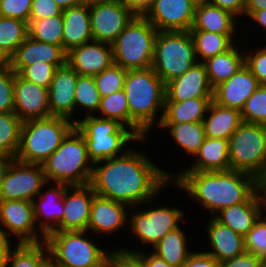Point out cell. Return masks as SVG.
Returning <instances> with one entry per match:
<instances>
[{
	"mask_svg": "<svg viewBox=\"0 0 266 267\" xmlns=\"http://www.w3.org/2000/svg\"><path fill=\"white\" fill-rule=\"evenodd\" d=\"M131 148L122 156L94 164L90 185L96 195L123 203L129 209L151 204L171 184L172 174ZM99 165V166H98Z\"/></svg>",
	"mask_w": 266,
	"mask_h": 267,
	"instance_id": "6da1fadb",
	"label": "cell"
},
{
	"mask_svg": "<svg viewBox=\"0 0 266 267\" xmlns=\"http://www.w3.org/2000/svg\"><path fill=\"white\" fill-rule=\"evenodd\" d=\"M187 192L209 210L212 216L220 210L245 202L260 186L253 175L245 172L228 171H180L171 177V185Z\"/></svg>",
	"mask_w": 266,
	"mask_h": 267,
	"instance_id": "7a4b0ae2",
	"label": "cell"
},
{
	"mask_svg": "<svg viewBox=\"0 0 266 267\" xmlns=\"http://www.w3.org/2000/svg\"><path fill=\"white\" fill-rule=\"evenodd\" d=\"M123 90L129 105L130 129L140 139H146L149 130L159 126L162 121L166 84L152 67L127 70ZM158 111L162 114H157Z\"/></svg>",
	"mask_w": 266,
	"mask_h": 267,
	"instance_id": "3957f363",
	"label": "cell"
},
{
	"mask_svg": "<svg viewBox=\"0 0 266 267\" xmlns=\"http://www.w3.org/2000/svg\"><path fill=\"white\" fill-rule=\"evenodd\" d=\"M41 166L48 183L53 181L67 186L90 184L94 164L89 158L84 136L76 126Z\"/></svg>",
	"mask_w": 266,
	"mask_h": 267,
	"instance_id": "277c9868",
	"label": "cell"
},
{
	"mask_svg": "<svg viewBox=\"0 0 266 267\" xmlns=\"http://www.w3.org/2000/svg\"><path fill=\"white\" fill-rule=\"evenodd\" d=\"M74 127L75 122L64 117L50 116L24 121L14 159L23 163L42 165Z\"/></svg>",
	"mask_w": 266,
	"mask_h": 267,
	"instance_id": "5b68a950",
	"label": "cell"
},
{
	"mask_svg": "<svg viewBox=\"0 0 266 267\" xmlns=\"http://www.w3.org/2000/svg\"><path fill=\"white\" fill-rule=\"evenodd\" d=\"M75 126L84 136L93 164L124 155L129 150L126 145L132 141L145 143V139H140L131 129L115 119H105L98 115L96 117L93 114L82 120L78 119Z\"/></svg>",
	"mask_w": 266,
	"mask_h": 267,
	"instance_id": "8992f818",
	"label": "cell"
},
{
	"mask_svg": "<svg viewBox=\"0 0 266 267\" xmlns=\"http://www.w3.org/2000/svg\"><path fill=\"white\" fill-rule=\"evenodd\" d=\"M157 33L145 16L135 15L111 44L114 64L126 70L151 68Z\"/></svg>",
	"mask_w": 266,
	"mask_h": 267,
	"instance_id": "52a82bcc",
	"label": "cell"
},
{
	"mask_svg": "<svg viewBox=\"0 0 266 267\" xmlns=\"http://www.w3.org/2000/svg\"><path fill=\"white\" fill-rule=\"evenodd\" d=\"M84 231H53L46 236L50 258L59 267H108L111 250L97 246Z\"/></svg>",
	"mask_w": 266,
	"mask_h": 267,
	"instance_id": "ba28073f",
	"label": "cell"
},
{
	"mask_svg": "<svg viewBox=\"0 0 266 267\" xmlns=\"http://www.w3.org/2000/svg\"><path fill=\"white\" fill-rule=\"evenodd\" d=\"M198 62L189 31H158L152 68L167 84Z\"/></svg>",
	"mask_w": 266,
	"mask_h": 267,
	"instance_id": "9c48e42d",
	"label": "cell"
},
{
	"mask_svg": "<svg viewBox=\"0 0 266 267\" xmlns=\"http://www.w3.org/2000/svg\"><path fill=\"white\" fill-rule=\"evenodd\" d=\"M229 161L231 170L261 182L266 177V126L242 122L229 138Z\"/></svg>",
	"mask_w": 266,
	"mask_h": 267,
	"instance_id": "30bf717a",
	"label": "cell"
},
{
	"mask_svg": "<svg viewBox=\"0 0 266 267\" xmlns=\"http://www.w3.org/2000/svg\"><path fill=\"white\" fill-rule=\"evenodd\" d=\"M128 216V227L130 232L136 236L145 246L149 244L154 247L169 231H172L180 226L184 218V211L179 208L155 207L148 209H136ZM179 224V225H178Z\"/></svg>",
	"mask_w": 266,
	"mask_h": 267,
	"instance_id": "8fae6325",
	"label": "cell"
},
{
	"mask_svg": "<svg viewBox=\"0 0 266 267\" xmlns=\"http://www.w3.org/2000/svg\"><path fill=\"white\" fill-rule=\"evenodd\" d=\"M48 185L39 164L23 163L14 158L0 181V200H33Z\"/></svg>",
	"mask_w": 266,
	"mask_h": 267,
	"instance_id": "7c38bea8",
	"label": "cell"
},
{
	"mask_svg": "<svg viewBox=\"0 0 266 267\" xmlns=\"http://www.w3.org/2000/svg\"><path fill=\"white\" fill-rule=\"evenodd\" d=\"M90 24L94 41L112 44L135 14L122 0L89 2Z\"/></svg>",
	"mask_w": 266,
	"mask_h": 267,
	"instance_id": "4fadbf2b",
	"label": "cell"
},
{
	"mask_svg": "<svg viewBox=\"0 0 266 267\" xmlns=\"http://www.w3.org/2000/svg\"><path fill=\"white\" fill-rule=\"evenodd\" d=\"M0 229L16 236L18 244L40 243L46 239L37 228L33 202L28 200H0Z\"/></svg>",
	"mask_w": 266,
	"mask_h": 267,
	"instance_id": "5bb4252c",
	"label": "cell"
},
{
	"mask_svg": "<svg viewBox=\"0 0 266 267\" xmlns=\"http://www.w3.org/2000/svg\"><path fill=\"white\" fill-rule=\"evenodd\" d=\"M196 5L192 0H154L144 16L158 31H189Z\"/></svg>",
	"mask_w": 266,
	"mask_h": 267,
	"instance_id": "9a60e30c",
	"label": "cell"
},
{
	"mask_svg": "<svg viewBox=\"0 0 266 267\" xmlns=\"http://www.w3.org/2000/svg\"><path fill=\"white\" fill-rule=\"evenodd\" d=\"M95 195L90 184L67 186L63 194L64 216L54 231L87 230L92 200Z\"/></svg>",
	"mask_w": 266,
	"mask_h": 267,
	"instance_id": "2e32d148",
	"label": "cell"
},
{
	"mask_svg": "<svg viewBox=\"0 0 266 267\" xmlns=\"http://www.w3.org/2000/svg\"><path fill=\"white\" fill-rule=\"evenodd\" d=\"M14 112L23 122L50 117L48 89L15 73Z\"/></svg>",
	"mask_w": 266,
	"mask_h": 267,
	"instance_id": "e0dca14e",
	"label": "cell"
},
{
	"mask_svg": "<svg viewBox=\"0 0 266 267\" xmlns=\"http://www.w3.org/2000/svg\"><path fill=\"white\" fill-rule=\"evenodd\" d=\"M78 74L67 63L56 69L48 89L50 116L64 117L73 122L75 113V93Z\"/></svg>",
	"mask_w": 266,
	"mask_h": 267,
	"instance_id": "ac0fdd59",
	"label": "cell"
},
{
	"mask_svg": "<svg viewBox=\"0 0 266 267\" xmlns=\"http://www.w3.org/2000/svg\"><path fill=\"white\" fill-rule=\"evenodd\" d=\"M66 63L78 75H98L114 63L112 46L92 40L81 46L73 47L67 52Z\"/></svg>",
	"mask_w": 266,
	"mask_h": 267,
	"instance_id": "d6986e66",
	"label": "cell"
},
{
	"mask_svg": "<svg viewBox=\"0 0 266 267\" xmlns=\"http://www.w3.org/2000/svg\"><path fill=\"white\" fill-rule=\"evenodd\" d=\"M264 207L266 198L260 186L245 202L226 207L213 217L244 237L263 214Z\"/></svg>",
	"mask_w": 266,
	"mask_h": 267,
	"instance_id": "ffe728a7",
	"label": "cell"
},
{
	"mask_svg": "<svg viewBox=\"0 0 266 267\" xmlns=\"http://www.w3.org/2000/svg\"><path fill=\"white\" fill-rule=\"evenodd\" d=\"M195 98H213L205 65L197 62L186 73L166 84L165 102H181Z\"/></svg>",
	"mask_w": 266,
	"mask_h": 267,
	"instance_id": "44dd1931",
	"label": "cell"
},
{
	"mask_svg": "<svg viewBox=\"0 0 266 267\" xmlns=\"http://www.w3.org/2000/svg\"><path fill=\"white\" fill-rule=\"evenodd\" d=\"M259 85L257 78L244 65L228 80L213 89V101L220 106L241 111Z\"/></svg>",
	"mask_w": 266,
	"mask_h": 267,
	"instance_id": "7402d4cb",
	"label": "cell"
},
{
	"mask_svg": "<svg viewBox=\"0 0 266 267\" xmlns=\"http://www.w3.org/2000/svg\"><path fill=\"white\" fill-rule=\"evenodd\" d=\"M66 56L67 52L61 46L37 41L28 36L10 58V67L18 74L26 66L41 61L59 68L66 64Z\"/></svg>",
	"mask_w": 266,
	"mask_h": 267,
	"instance_id": "603a6c76",
	"label": "cell"
},
{
	"mask_svg": "<svg viewBox=\"0 0 266 267\" xmlns=\"http://www.w3.org/2000/svg\"><path fill=\"white\" fill-rule=\"evenodd\" d=\"M128 206L116 202L112 199H107L98 195H95L92 200L90 220L88 223L87 231H92L95 234H114L116 231L120 232L123 226L129 220L126 210Z\"/></svg>",
	"mask_w": 266,
	"mask_h": 267,
	"instance_id": "cb8c5ba5",
	"label": "cell"
},
{
	"mask_svg": "<svg viewBox=\"0 0 266 267\" xmlns=\"http://www.w3.org/2000/svg\"><path fill=\"white\" fill-rule=\"evenodd\" d=\"M52 184L55 186L49 187L45 192L41 190L33 200L35 221L45 236L59 226L64 216L63 194L67 185L53 182Z\"/></svg>",
	"mask_w": 266,
	"mask_h": 267,
	"instance_id": "d4e9b609",
	"label": "cell"
},
{
	"mask_svg": "<svg viewBox=\"0 0 266 267\" xmlns=\"http://www.w3.org/2000/svg\"><path fill=\"white\" fill-rule=\"evenodd\" d=\"M205 228L211 251H205L219 262L232 259L245 252L244 237L211 216Z\"/></svg>",
	"mask_w": 266,
	"mask_h": 267,
	"instance_id": "484cf974",
	"label": "cell"
},
{
	"mask_svg": "<svg viewBox=\"0 0 266 267\" xmlns=\"http://www.w3.org/2000/svg\"><path fill=\"white\" fill-rule=\"evenodd\" d=\"M63 49L81 46L93 40L89 2L63 10Z\"/></svg>",
	"mask_w": 266,
	"mask_h": 267,
	"instance_id": "4316f807",
	"label": "cell"
},
{
	"mask_svg": "<svg viewBox=\"0 0 266 267\" xmlns=\"http://www.w3.org/2000/svg\"><path fill=\"white\" fill-rule=\"evenodd\" d=\"M194 157L193 164L182 171L215 172L231 170L229 140L227 139L205 138Z\"/></svg>",
	"mask_w": 266,
	"mask_h": 267,
	"instance_id": "83f0119b",
	"label": "cell"
},
{
	"mask_svg": "<svg viewBox=\"0 0 266 267\" xmlns=\"http://www.w3.org/2000/svg\"><path fill=\"white\" fill-rule=\"evenodd\" d=\"M237 17L209 2L197 4L193 26L189 31H208L218 34H236Z\"/></svg>",
	"mask_w": 266,
	"mask_h": 267,
	"instance_id": "f1b7e54d",
	"label": "cell"
},
{
	"mask_svg": "<svg viewBox=\"0 0 266 267\" xmlns=\"http://www.w3.org/2000/svg\"><path fill=\"white\" fill-rule=\"evenodd\" d=\"M241 111L227 108L211 102L207 114L202 121L206 138L227 139L242 123Z\"/></svg>",
	"mask_w": 266,
	"mask_h": 267,
	"instance_id": "f546056e",
	"label": "cell"
},
{
	"mask_svg": "<svg viewBox=\"0 0 266 267\" xmlns=\"http://www.w3.org/2000/svg\"><path fill=\"white\" fill-rule=\"evenodd\" d=\"M234 45L225 53L210 57L203 61L210 86L214 89L220 83L228 80L245 65V52L242 53V44ZM241 50V51H240Z\"/></svg>",
	"mask_w": 266,
	"mask_h": 267,
	"instance_id": "4dcf8cb0",
	"label": "cell"
},
{
	"mask_svg": "<svg viewBox=\"0 0 266 267\" xmlns=\"http://www.w3.org/2000/svg\"><path fill=\"white\" fill-rule=\"evenodd\" d=\"M213 98H195L181 102H165L161 123L202 122Z\"/></svg>",
	"mask_w": 266,
	"mask_h": 267,
	"instance_id": "1f68e13d",
	"label": "cell"
},
{
	"mask_svg": "<svg viewBox=\"0 0 266 267\" xmlns=\"http://www.w3.org/2000/svg\"><path fill=\"white\" fill-rule=\"evenodd\" d=\"M178 228L169 231L152 249L153 254L173 267H182L193 253L189 251L187 236Z\"/></svg>",
	"mask_w": 266,
	"mask_h": 267,
	"instance_id": "d6a6232c",
	"label": "cell"
},
{
	"mask_svg": "<svg viewBox=\"0 0 266 267\" xmlns=\"http://www.w3.org/2000/svg\"><path fill=\"white\" fill-rule=\"evenodd\" d=\"M189 32L193 39L196 57L199 62H203L210 57L227 52L235 43L237 44V40H239L235 39V36H237L235 34H218L208 31Z\"/></svg>",
	"mask_w": 266,
	"mask_h": 267,
	"instance_id": "836d02e7",
	"label": "cell"
},
{
	"mask_svg": "<svg viewBox=\"0 0 266 267\" xmlns=\"http://www.w3.org/2000/svg\"><path fill=\"white\" fill-rule=\"evenodd\" d=\"M158 128L168 129L175 143L187 154L194 156L205 140L202 122L193 123H160Z\"/></svg>",
	"mask_w": 266,
	"mask_h": 267,
	"instance_id": "e575fe53",
	"label": "cell"
},
{
	"mask_svg": "<svg viewBox=\"0 0 266 267\" xmlns=\"http://www.w3.org/2000/svg\"><path fill=\"white\" fill-rule=\"evenodd\" d=\"M50 258L46 242L20 243L10 250L7 267H42Z\"/></svg>",
	"mask_w": 266,
	"mask_h": 267,
	"instance_id": "d590c367",
	"label": "cell"
},
{
	"mask_svg": "<svg viewBox=\"0 0 266 267\" xmlns=\"http://www.w3.org/2000/svg\"><path fill=\"white\" fill-rule=\"evenodd\" d=\"M29 36V23L0 16V49L10 58Z\"/></svg>",
	"mask_w": 266,
	"mask_h": 267,
	"instance_id": "8d00e7d4",
	"label": "cell"
},
{
	"mask_svg": "<svg viewBox=\"0 0 266 267\" xmlns=\"http://www.w3.org/2000/svg\"><path fill=\"white\" fill-rule=\"evenodd\" d=\"M22 123L15 112L0 113V155L15 158Z\"/></svg>",
	"mask_w": 266,
	"mask_h": 267,
	"instance_id": "74e56055",
	"label": "cell"
},
{
	"mask_svg": "<svg viewBox=\"0 0 266 267\" xmlns=\"http://www.w3.org/2000/svg\"><path fill=\"white\" fill-rule=\"evenodd\" d=\"M63 16L29 20V36L37 41L63 48Z\"/></svg>",
	"mask_w": 266,
	"mask_h": 267,
	"instance_id": "f35d334b",
	"label": "cell"
},
{
	"mask_svg": "<svg viewBox=\"0 0 266 267\" xmlns=\"http://www.w3.org/2000/svg\"><path fill=\"white\" fill-rule=\"evenodd\" d=\"M75 93V112L76 109L87 110V115H96L101 101V95L94 81V76L79 75L77 79ZM79 107V108H78Z\"/></svg>",
	"mask_w": 266,
	"mask_h": 267,
	"instance_id": "ab89813d",
	"label": "cell"
},
{
	"mask_svg": "<svg viewBox=\"0 0 266 267\" xmlns=\"http://www.w3.org/2000/svg\"><path fill=\"white\" fill-rule=\"evenodd\" d=\"M97 114L101 118L118 120L130 129L129 105L124 90L101 97Z\"/></svg>",
	"mask_w": 266,
	"mask_h": 267,
	"instance_id": "60d3db41",
	"label": "cell"
},
{
	"mask_svg": "<svg viewBox=\"0 0 266 267\" xmlns=\"http://www.w3.org/2000/svg\"><path fill=\"white\" fill-rule=\"evenodd\" d=\"M126 75L127 70L114 63L95 75L94 81L101 97L123 90Z\"/></svg>",
	"mask_w": 266,
	"mask_h": 267,
	"instance_id": "b9f144b4",
	"label": "cell"
},
{
	"mask_svg": "<svg viewBox=\"0 0 266 267\" xmlns=\"http://www.w3.org/2000/svg\"><path fill=\"white\" fill-rule=\"evenodd\" d=\"M242 121L266 126V85H259L241 110Z\"/></svg>",
	"mask_w": 266,
	"mask_h": 267,
	"instance_id": "7bdbcfd3",
	"label": "cell"
},
{
	"mask_svg": "<svg viewBox=\"0 0 266 267\" xmlns=\"http://www.w3.org/2000/svg\"><path fill=\"white\" fill-rule=\"evenodd\" d=\"M245 251L266 261V215L265 212L244 236Z\"/></svg>",
	"mask_w": 266,
	"mask_h": 267,
	"instance_id": "ee69618b",
	"label": "cell"
},
{
	"mask_svg": "<svg viewBox=\"0 0 266 267\" xmlns=\"http://www.w3.org/2000/svg\"><path fill=\"white\" fill-rule=\"evenodd\" d=\"M57 67L47 62L26 66L19 75L25 80L49 89Z\"/></svg>",
	"mask_w": 266,
	"mask_h": 267,
	"instance_id": "f6af8a7d",
	"label": "cell"
},
{
	"mask_svg": "<svg viewBox=\"0 0 266 267\" xmlns=\"http://www.w3.org/2000/svg\"><path fill=\"white\" fill-rule=\"evenodd\" d=\"M14 82L11 67L0 71V113L14 112Z\"/></svg>",
	"mask_w": 266,
	"mask_h": 267,
	"instance_id": "bcb514c9",
	"label": "cell"
},
{
	"mask_svg": "<svg viewBox=\"0 0 266 267\" xmlns=\"http://www.w3.org/2000/svg\"><path fill=\"white\" fill-rule=\"evenodd\" d=\"M246 52L247 50L245 51V65L257 78L260 85H266V45Z\"/></svg>",
	"mask_w": 266,
	"mask_h": 267,
	"instance_id": "7dc6e473",
	"label": "cell"
},
{
	"mask_svg": "<svg viewBox=\"0 0 266 267\" xmlns=\"http://www.w3.org/2000/svg\"><path fill=\"white\" fill-rule=\"evenodd\" d=\"M32 0H0V16L29 23Z\"/></svg>",
	"mask_w": 266,
	"mask_h": 267,
	"instance_id": "c3c4849f",
	"label": "cell"
},
{
	"mask_svg": "<svg viewBox=\"0 0 266 267\" xmlns=\"http://www.w3.org/2000/svg\"><path fill=\"white\" fill-rule=\"evenodd\" d=\"M63 14V9L53 0H32L29 20H41Z\"/></svg>",
	"mask_w": 266,
	"mask_h": 267,
	"instance_id": "681fc988",
	"label": "cell"
},
{
	"mask_svg": "<svg viewBox=\"0 0 266 267\" xmlns=\"http://www.w3.org/2000/svg\"><path fill=\"white\" fill-rule=\"evenodd\" d=\"M108 267H145L139 259L131 253L119 249H111L108 256Z\"/></svg>",
	"mask_w": 266,
	"mask_h": 267,
	"instance_id": "f907efd6",
	"label": "cell"
},
{
	"mask_svg": "<svg viewBox=\"0 0 266 267\" xmlns=\"http://www.w3.org/2000/svg\"><path fill=\"white\" fill-rule=\"evenodd\" d=\"M220 267H264V261L260 257L245 251L232 259L220 262Z\"/></svg>",
	"mask_w": 266,
	"mask_h": 267,
	"instance_id": "816d5d0a",
	"label": "cell"
},
{
	"mask_svg": "<svg viewBox=\"0 0 266 267\" xmlns=\"http://www.w3.org/2000/svg\"><path fill=\"white\" fill-rule=\"evenodd\" d=\"M182 267H220V262L205 251L191 254Z\"/></svg>",
	"mask_w": 266,
	"mask_h": 267,
	"instance_id": "f5cc1de1",
	"label": "cell"
},
{
	"mask_svg": "<svg viewBox=\"0 0 266 267\" xmlns=\"http://www.w3.org/2000/svg\"><path fill=\"white\" fill-rule=\"evenodd\" d=\"M117 249L126 253L134 254L145 267H173L169 265L165 260H162L153 253L147 254L138 249L133 251V249L129 250L124 247L122 248V246L121 248L117 247Z\"/></svg>",
	"mask_w": 266,
	"mask_h": 267,
	"instance_id": "db71d44e",
	"label": "cell"
},
{
	"mask_svg": "<svg viewBox=\"0 0 266 267\" xmlns=\"http://www.w3.org/2000/svg\"><path fill=\"white\" fill-rule=\"evenodd\" d=\"M208 2L230 12L239 19L244 16L245 0H208Z\"/></svg>",
	"mask_w": 266,
	"mask_h": 267,
	"instance_id": "11a10c76",
	"label": "cell"
},
{
	"mask_svg": "<svg viewBox=\"0 0 266 267\" xmlns=\"http://www.w3.org/2000/svg\"><path fill=\"white\" fill-rule=\"evenodd\" d=\"M137 16H144L153 6L154 0H122Z\"/></svg>",
	"mask_w": 266,
	"mask_h": 267,
	"instance_id": "9f6ffc18",
	"label": "cell"
},
{
	"mask_svg": "<svg viewBox=\"0 0 266 267\" xmlns=\"http://www.w3.org/2000/svg\"><path fill=\"white\" fill-rule=\"evenodd\" d=\"M9 238L11 237L0 229V267H7L8 256L12 249Z\"/></svg>",
	"mask_w": 266,
	"mask_h": 267,
	"instance_id": "6f0895ef",
	"label": "cell"
},
{
	"mask_svg": "<svg viewBox=\"0 0 266 267\" xmlns=\"http://www.w3.org/2000/svg\"><path fill=\"white\" fill-rule=\"evenodd\" d=\"M263 9H266V0H245L244 16Z\"/></svg>",
	"mask_w": 266,
	"mask_h": 267,
	"instance_id": "680465c9",
	"label": "cell"
},
{
	"mask_svg": "<svg viewBox=\"0 0 266 267\" xmlns=\"http://www.w3.org/2000/svg\"><path fill=\"white\" fill-rule=\"evenodd\" d=\"M248 17L250 21L252 19V22L255 21L259 27L266 31V9L254 11Z\"/></svg>",
	"mask_w": 266,
	"mask_h": 267,
	"instance_id": "91938a15",
	"label": "cell"
},
{
	"mask_svg": "<svg viewBox=\"0 0 266 267\" xmlns=\"http://www.w3.org/2000/svg\"><path fill=\"white\" fill-rule=\"evenodd\" d=\"M58 4L63 10L83 4L86 0H53Z\"/></svg>",
	"mask_w": 266,
	"mask_h": 267,
	"instance_id": "94428289",
	"label": "cell"
},
{
	"mask_svg": "<svg viewBox=\"0 0 266 267\" xmlns=\"http://www.w3.org/2000/svg\"><path fill=\"white\" fill-rule=\"evenodd\" d=\"M10 67V57L0 49V71Z\"/></svg>",
	"mask_w": 266,
	"mask_h": 267,
	"instance_id": "6125c7cd",
	"label": "cell"
},
{
	"mask_svg": "<svg viewBox=\"0 0 266 267\" xmlns=\"http://www.w3.org/2000/svg\"><path fill=\"white\" fill-rule=\"evenodd\" d=\"M12 158L0 155V181L3 177L4 171Z\"/></svg>",
	"mask_w": 266,
	"mask_h": 267,
	"instance_id": "be15d7a7",
	"label": "cell"
},
{
	"mask_svg": "<svg viewBox=\"0 0 266 267\" xmlns=\"http://www.w3.org/2000/svg\"><path fill=\"white\" fill-rule=\"evenodd\" d=\"M42 267H59L51 258H49Z\"/></svg>",
	"mask_w": 266,
	"mask_h": 267,
	"instance_id": "e7e4bbea",
	"label": "cell"
},
{
	"mask_svg": "<svg viewBox=\"0 0 266 267\" xmlns=\"http://www.w3.org/2000/svg\"><path fill=\"white\" fill-rule=\"evenodd\" d=\"M260 184H261V189L263 191V194L266 198V177L260 182Z\"/></svg>",
	"mask_w": 266,
	"mask_h": 267,
	"instance_id": "03108f58",
	"label": "cell"
},
{
	"mask_svg": "<svg viewBox=\"0 0 266 267\" xmlns=\"http://www.w3.org/2000/svg\"><path fill=\"white\" fill-rule=\"evenodd\" d=\"M196 4H202V3H207L208 0H192Z\"/></svg>",
	"mask_w": 266,
	"mask_h": 267,
	"instance_id": "003e7915",
	"label": "cell"
}]
</instances>
